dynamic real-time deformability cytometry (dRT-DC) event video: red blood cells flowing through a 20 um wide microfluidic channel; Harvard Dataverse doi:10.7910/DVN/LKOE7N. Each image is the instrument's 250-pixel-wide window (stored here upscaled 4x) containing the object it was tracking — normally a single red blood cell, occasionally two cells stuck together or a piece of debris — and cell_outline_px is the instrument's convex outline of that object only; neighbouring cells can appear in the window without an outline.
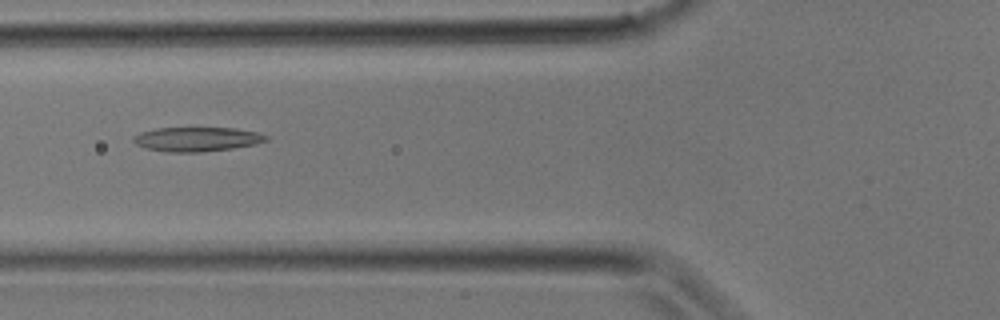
{"species": "common noctule bat (a hibernating species)", "species_latin": "Nyctalus noctula", "temperature_condition": "room temperature", "stored_images_in_passage": 18, "camera_frame_rate_fps": 3000, "um_per_image_px": 0.085, "animal": {"sex": "male", "body_mass_g": 17.9}, "frame": {"image": 1, "passage_image": 11, "time_ms": 3.333, "image_size_px": [1000, 320], "cell_outline_px": [[268, 140], [256, 144], [232, 148], [200, 152], [168, 152], [144, 148], [136, 144], [132, 140], [132, 136], [140, 132], [156, 128], [236, 128], [256, 132], [268, 136]], "centroid_in_image_um": [16.7, 11.83], "position_along_channel_um": 109.1, "area_um2": 18.84}}
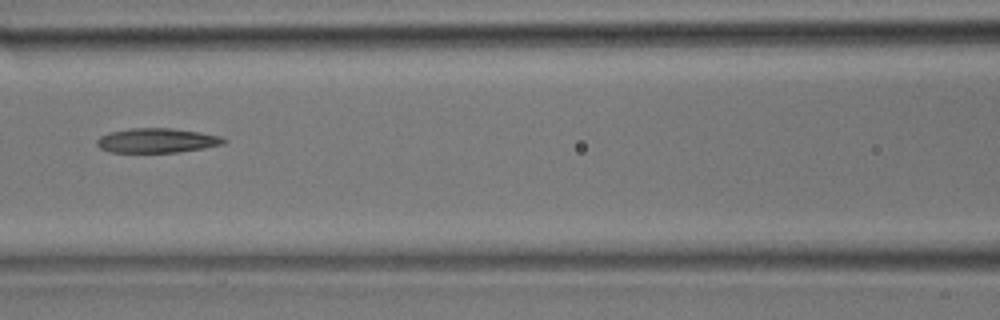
{"frame": {"image": 2, "passage_image": 13, "time_ms": 4.0, "image_size_px": [1000, 320], "cell_outline_px": [[228, 140], [224, 144], [204, 148], [176, 152], [108, 152], [100, 148], [96, 144], [96, 140], [100, 136], [108, 132], [132, 128], [172, 128], [200, 132], [224, 136]], "centroid_in_image_um": [13.36, 11.94], "position_along_channel_um": 153.2, "area_um2": 18.32}}
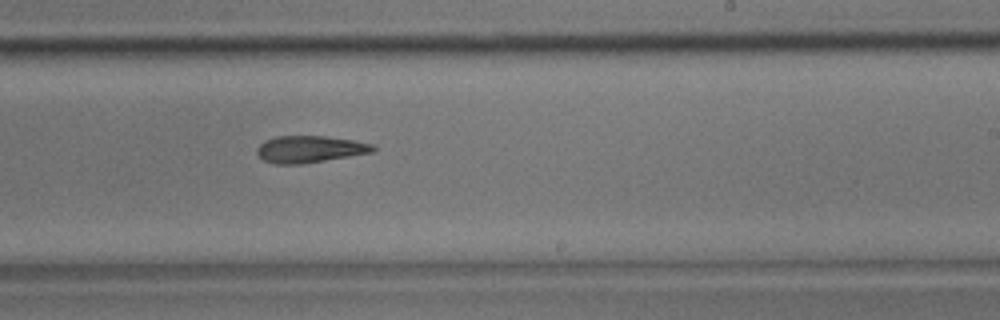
{"frame": {"image": 3, "passage_image": 18, "time_ms": 5.667, "image_size_px": [1000, 320], "cell_outline_px": [[376, 148], [372, 152], [300, 164], [276, 164], [264, 160], [256, 156], [256, 148], [264, 140], [276, 136], [328, 136], [376, 144]], "centroid_in_image_um": [26.29, 12.67], "position_along_channel_um": 262.7, "area_um2": 18.21}}